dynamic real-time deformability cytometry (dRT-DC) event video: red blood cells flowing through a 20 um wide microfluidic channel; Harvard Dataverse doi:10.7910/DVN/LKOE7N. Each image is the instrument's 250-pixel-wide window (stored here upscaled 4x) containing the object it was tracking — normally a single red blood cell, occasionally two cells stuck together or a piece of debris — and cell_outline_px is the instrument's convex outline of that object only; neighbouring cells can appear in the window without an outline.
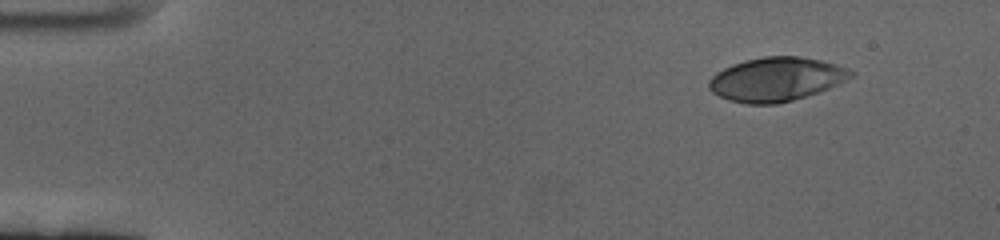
{"species": "human", "species_latin": "Homo sapiens", "temperature_condition": "cold", "stored_images_in_passage": 55, "camera_frame_rate_fps": 3000, "um_per_image_px": 0.085, "donor": {"sex": "female"}, "frame": {"image": 1, "passage_image": 1, "time_ms": 0.0, "image_size_px": [1000, 240], "cell_outline_px": [[856, 72], [852, 76], [828, 88], [792, 100], [776, 104], [748, 104], [728, 100], [712, 92], [708, 88], [708, 80], [716, 72], [732, 64], [744, 60], [764, 56], [796, 56], [820, 60], [836, 64], [848, 68]], "centroid_in_image_um": [65.94, 6.73], "position_along_channel_um": 19.1, "area_um2": 36.13}}
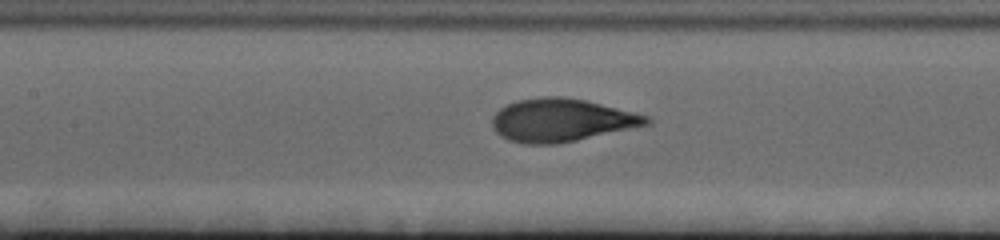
{"frame": {"image": 2, "passage_image": 23, "time_ms": 7.333, "image_size_px": [1000, 240], "cell_outline_px": [[652, 124], [576, 140], [556, 144], [528, 144], [508, 140], [500, 136], [496, 132], [492, 124], [492, 116], [500, 108], [516, 100], [544, 96], [560, 96], [584, 100], [648, 116], [652, 120]], "centroid_in_image_um": [47.69, 10.22], "position_along_channel_um": 159.7, "area_um2": 38.44}}
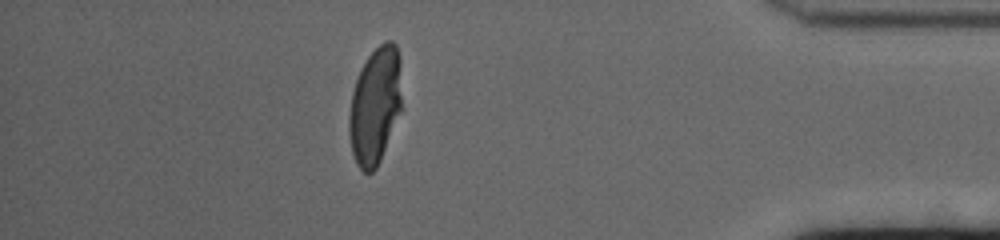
{"frame": {"image": 3, "passage_image": 48, "time_ms": 15.667, "image_size_px": [1000, 240], "cell_outline_px": [[400, 112], [380, 160], [376, 168], [372, 172], [364, 172], [356, 164], [352, 152], [348, 132], [348, 116], [352, 92], [356, 80], [368, 56], [384, 40], [392, 40], [396, 44], [400, 56]], "centroid_in_image_um": [31.87, 8.97], "position_along_channel_um": 403.3, "area_um2": 35.72}, "authors_computed_cell_mechanics": {"area_um2": 37.4544, "velocity_mm_per_s": 3.3676, "shape_relaxation_time_tau1_ms": 4.5414, "shape_relaxation_time_tau2_ms": null, "deformation_change_tau1": 0.2174, "deformation_change_tau2": null}}